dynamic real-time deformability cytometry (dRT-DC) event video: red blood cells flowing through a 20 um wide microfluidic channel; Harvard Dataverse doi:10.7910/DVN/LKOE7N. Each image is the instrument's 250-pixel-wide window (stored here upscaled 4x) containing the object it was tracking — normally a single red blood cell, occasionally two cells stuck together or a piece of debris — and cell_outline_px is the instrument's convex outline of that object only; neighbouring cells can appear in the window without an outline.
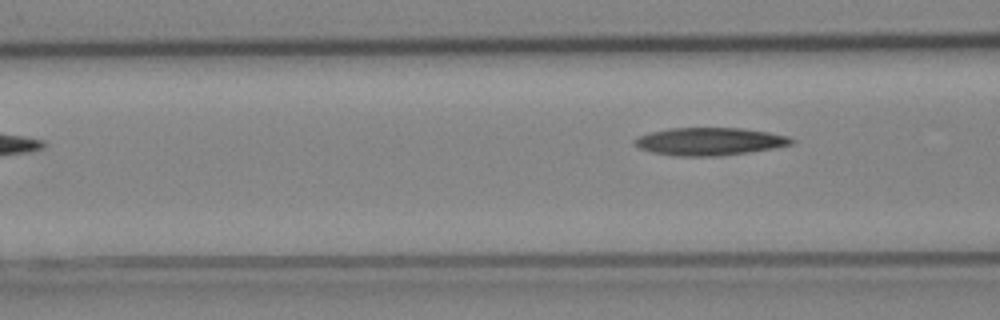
{"species": "Egyptian fruit bat (a non-hibernating species)", "species_latin": "Rousettus aegyptiacus", "temperature_condition": "cold", "stored_images_in_passage": 5, "camera_frame_rate_fps": 3000, "um_per_image_px": 0.085, "animal": {"sex": "female"}, "frame": {"image": 1, "passage_image": 5, "time_ms": 1.333, "image_size_px": [1000, 320], "cell_outline_px": [[796, 140], [792, 144], [772, 148], [748, 152], [720, 156], [676, 156], [652, 152], [640, 148], [632, 144], [632, 140], [640, 136], [652, 132], [668, 128], [740, 128], [768, 132], [788, 136]], "centroid_in_image_um": [60.3, 12.02], "position_along_channel_um": 106.3, "area_um2": 25.26}}